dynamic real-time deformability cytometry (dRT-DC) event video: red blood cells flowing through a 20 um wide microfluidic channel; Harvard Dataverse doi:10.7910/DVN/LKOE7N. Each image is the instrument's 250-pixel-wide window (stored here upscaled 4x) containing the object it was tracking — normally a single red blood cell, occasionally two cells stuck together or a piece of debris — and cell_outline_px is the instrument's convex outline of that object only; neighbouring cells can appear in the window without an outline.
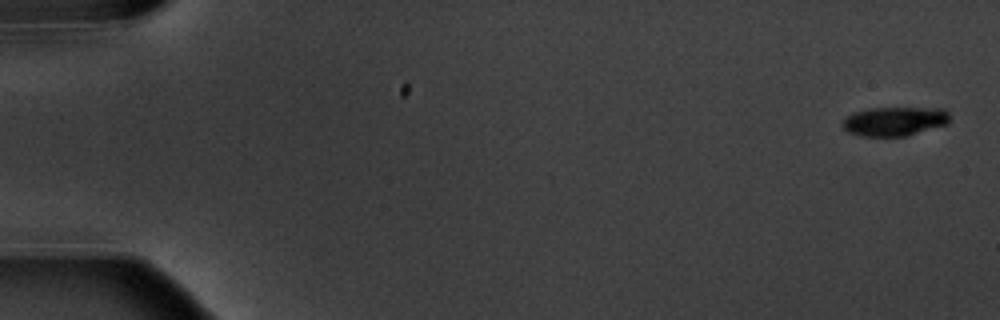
{"species": "common noctule bat (a hibernating species)", "species_latin": "Nyctalus noctula", "temperature_condition": "warm", "stored_images_in_passage": 9, "camera_frame_rate_fps": 3000, "um_per_image_px": 0.085, "animal": {"sex": "male", "body_mass_g": 20.1, "forearm_length_mm": 53.5}, "frame": {"image": 1, "passage_image": 1, "time_ms": 0.0, "image_size_px": [1000, 320], "cell_outline_px": [[948, 124], [904, 136], [860, 136], [848, 132], [840, 124], [848, 116], [856, 112], [872, 108], [944, 108], [948, 112]], "centroid_in_image_um": [76.04, 10.31], "position_along_channel_um": 9.0, "area_um2": 17.98}}
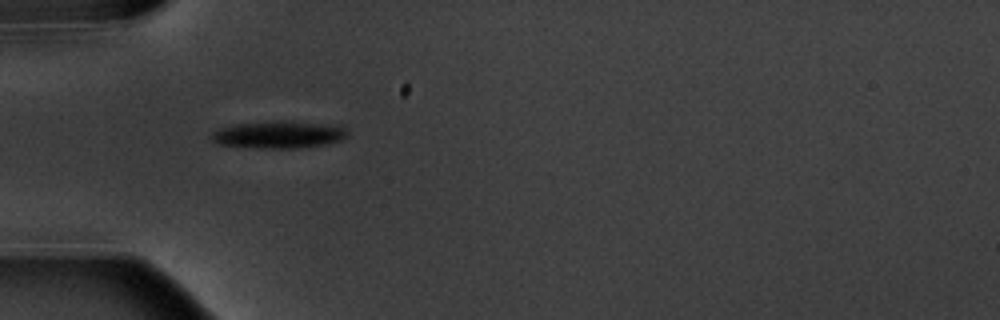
{"frame": {"image": 2, "passage_image": 6, "time_ms": 5.667, "image_size_px": [1000, 320], "cell_outline_px": [[348, 136], [340, 140], [324, 144], [296, 148], [252, 148], [220, 144], [212, 140], [208, 136], [212, 132], [220, 128], [232, 124], [312, 124], [344, 128], [348, 132]], "centroid_in_image_um": [23.57, 11.51], "position_along_channel_um": 61.4, "area_um2": 20.06}}